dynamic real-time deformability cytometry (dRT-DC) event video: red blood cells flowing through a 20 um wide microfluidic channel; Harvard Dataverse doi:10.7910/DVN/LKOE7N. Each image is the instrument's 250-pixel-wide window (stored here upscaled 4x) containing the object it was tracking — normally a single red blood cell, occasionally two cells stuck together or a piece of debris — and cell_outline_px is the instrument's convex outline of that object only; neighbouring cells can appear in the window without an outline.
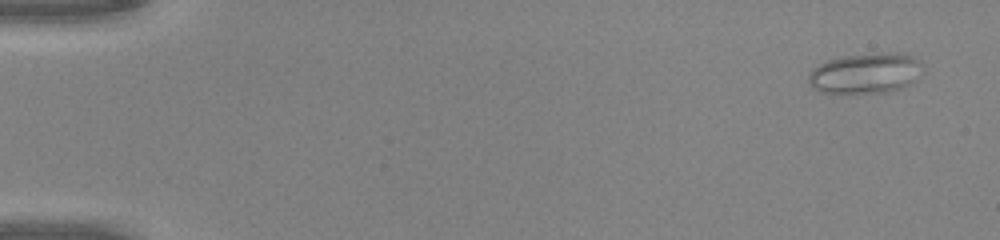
{"species": "common noctule bat (a hibernating species)", "species_latin": "Nyctalus noctula", "temperature_condition": "warm", "stored_images_in_passage": 48, "camera_frame_rate_fps": 3000, "um_per_image_px": 0.085, "animal": {"sex": "male", "body_mass_g": 20.0, "forearm_length_mm": 53.3}, "frame": {"image": 1, "passage_image": 1, "time_ms": 0.0, "image_size_px": [1000, 240], "cell_outline_px": [[924, 72], [916, 80], [904, 88], [884, 92], [820, 92], [812, 88], [808, 84], [808, 72], [812, 68], [828, 60], [840, 56], [892, 52], [904, 52], [916, 56], [924, 64]], "centroid_in_image_um": [73.64, 6.2], "position_along_channel_um": 11.4, "area_um2": 27.51}}
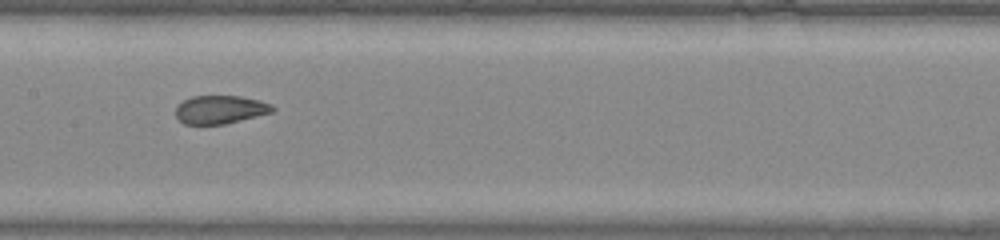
{"frame": {"image": 2, "passage_image": 24, "time_ms": 7.667, "image_size_px": [1000, 240], "cell_outline_px": [[276, 108], [272, 112], [224, 124], [184, 124], [176, 116], [176, 108], [184, 100], [192, 96], [240, 96], [260, 100], [272, 104]], "centroid_in_image_um": [18.74, 9.3], "position_along_channel_um": 188.7, "area_um2": 15.84}}
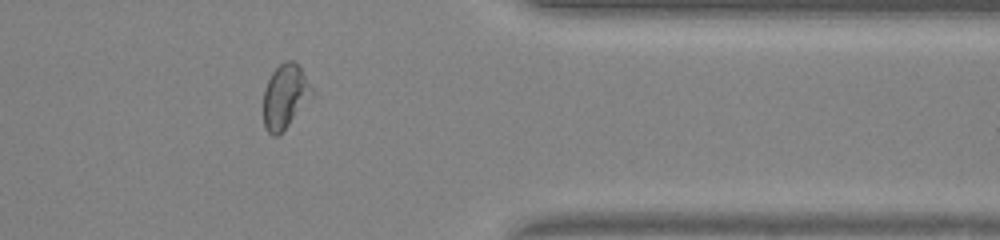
{"frame": {"image": 3, "passage_image": 39, "time_ms": 12.667, "image_size_px": [1000, 240], "cell_outline_px": [[312, 96], [288, 124], [276, 136], [272, 136], [268, 132], [264, 124], [264, 88], [272, 72], [284, 60], [292, 60], [300, 68], [312, 88]], "centroid_in_image_um": [24.2, 8.17], "position_along_channel_um": 387.2, "area_um2": 17.57}, "authors_computed_cell_mechanics": {"area_um2": 18.5249, "velocity_mm_per_s": 4.2206, "shape_relaxation_time_tau1_ms": null, "shape_relaxation_time_tau2_ms": 0.828, "deformation_change_tau1": null, "deformation_change_tau2": 0.0708}}